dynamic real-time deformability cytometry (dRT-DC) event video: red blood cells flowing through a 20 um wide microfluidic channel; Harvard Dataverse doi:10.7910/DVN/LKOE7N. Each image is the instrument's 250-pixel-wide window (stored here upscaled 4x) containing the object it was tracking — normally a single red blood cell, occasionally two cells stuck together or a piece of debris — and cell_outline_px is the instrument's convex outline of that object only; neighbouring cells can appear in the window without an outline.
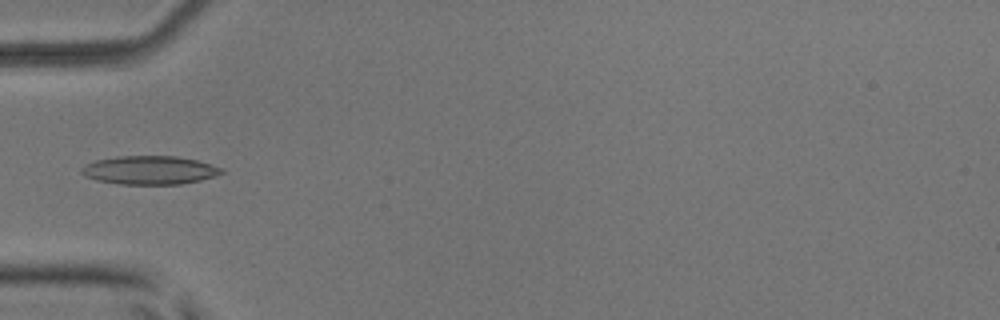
{"species": "common noctule bat (a hibernating species)", "species_latin": "Nyctalus noctula", "temperature_condition": "room temperature", "stored_images_in_passage": 4, "camera_frame_rate_fps": 3000, "um_per_image_px": 0.085, "animal": {"sex": "male", "body_mass_g": 17.9, "forearm_length_mm": 54.2}, "frame": {"image": 1, "passage_image": 4, "time_ms": 3.667, "image_size_px": [1000, 320], "cell_outline_px": [[224, 172], [216, 176], [200, 180], [180, 184], [120, 184], [96, 180], [84, 176], [80, 172], [80, 168], [96, 160], [120, 156], [176, 156], [196, 160], [224, 168]], "centroid_in_image_um": [12.73, 14.46], "position_along_channel_um": 72.3, "area_um2": 23.24}}